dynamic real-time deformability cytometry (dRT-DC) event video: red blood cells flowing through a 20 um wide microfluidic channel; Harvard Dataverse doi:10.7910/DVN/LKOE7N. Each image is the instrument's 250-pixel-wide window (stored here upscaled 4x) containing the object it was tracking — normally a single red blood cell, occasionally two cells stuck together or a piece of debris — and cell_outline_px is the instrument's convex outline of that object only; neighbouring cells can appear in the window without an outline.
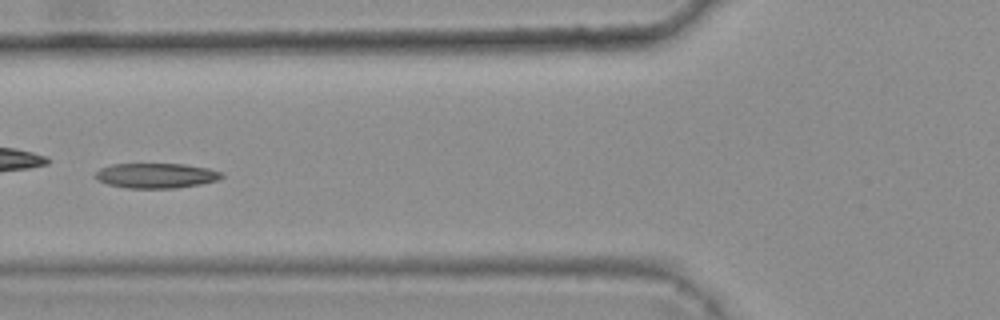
{"species": "common noctule bat (a hibernating species)", "species_latin": "Nyctalus noctula", "temperature_condition": "warm", "stored_images_in_passage": 6, "camera_frame_rate_fps": 3000, "um_per_image_px": 0.085, "animal": {"sex": "female", "body_mass_g": 25.1}, "frame": {"image": 1, "passage_image": 6, "time_ms": 1.667, "image_size_px": [1000, 320], "cell_outline_px": [[224, 176], [216, 180], [200, 184], [176, 188], [124, 188], [108, 184], [96, 180], [92, 176], [100, 168], [112, 164], [184, 164], [208, 168], [224, 172]], "centroid_in_image_um": [13.24, 14.92], "position_along_channel_um": 112.6, "area_um2": 18.55}}